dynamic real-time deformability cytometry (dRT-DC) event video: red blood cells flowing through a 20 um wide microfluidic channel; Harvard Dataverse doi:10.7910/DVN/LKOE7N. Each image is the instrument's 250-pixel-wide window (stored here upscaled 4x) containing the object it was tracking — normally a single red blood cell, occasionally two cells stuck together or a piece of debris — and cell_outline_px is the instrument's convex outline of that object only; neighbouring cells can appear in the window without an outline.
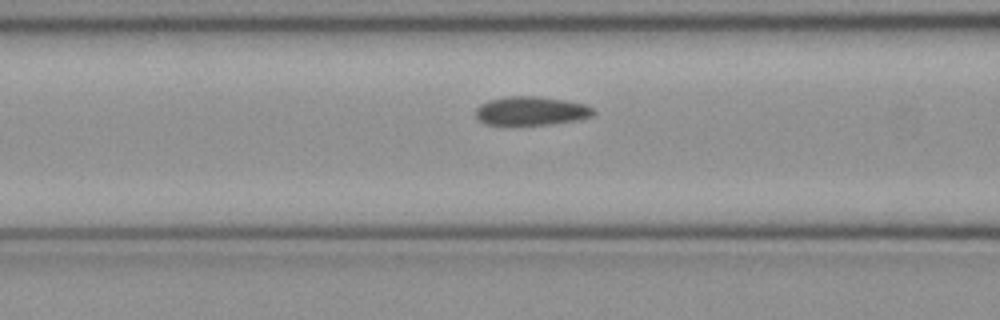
{"species": "common noctule bat (a hibernating species)", "species_latin": "Nyctalus noctula", "temperature_condition": "cold", "stored_images_in_passage": 47, "camera_frame_rate_fps": 3000, "um_per_image_px": 0.085, "animal": {"sex": "female", "body_mass_g": 21.9}, "frame": {"image": 1, "passage_image": 16, "time_ms": 5.0, "image_size_px": [1000, 320], "cell_outline_px": [[596, 112], [592, 116], [576, 120], [552, 124], [516, 128], [504, 128], [484, 124], [476, 120], [476, 108], [480, 104], [488, 100], [508, 96], [536, 96], [564, 100], [584, 104], [592, 108]], "centroid_in_image_um": [45.04, 9.49], "position_along_channel_um": 121.6, "area_um2": 20.81}}
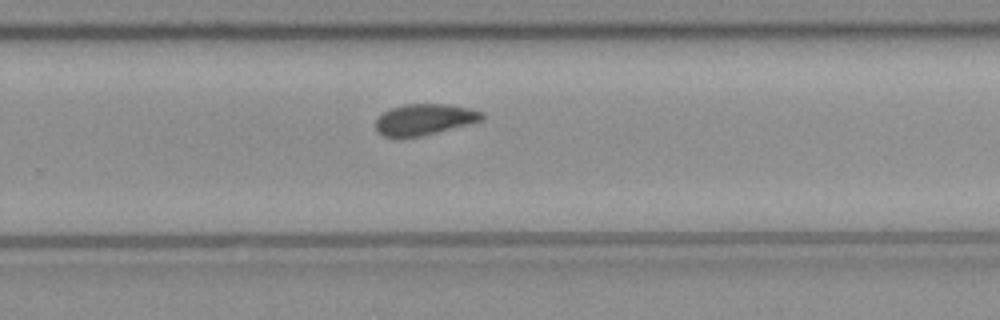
{"frame": {"image": 2, "passage_image": 29, "time_ms": 9.333, "image_size_px": [1000, 320], "cell_outline_px": [[484, 120], [420, 136], [384, 136], [376, 128], [376, 120], [388, 108], [404, 104], [448, 104], [468, 108], [484, 112]], "centroid_in_image_um": [36.1, 10.12], "position_along_channel_um": 293.7, "area_um2": 18.96}}
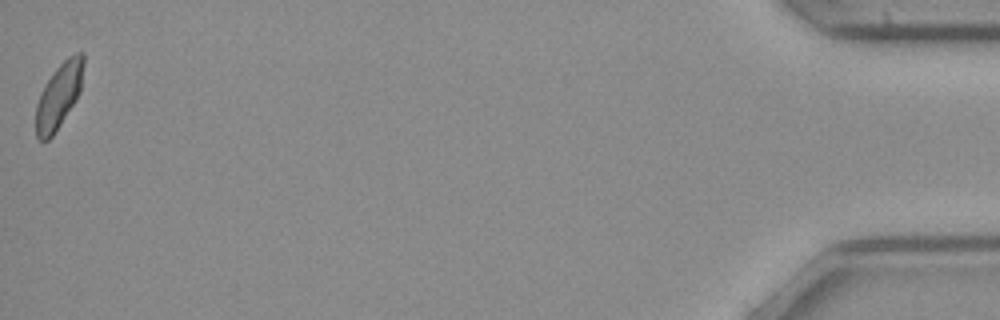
{"frame": {"image": 3, "passage_image": 47, "time_ms": 15.333, "image_size_px": [1000, 320], "cell_outline_px": [[84, 64], [80, 92], [76, 100], [52, 136], [48, 140], [40, 140], [36, 136], [36, 104], [40, 92], [44, 84], [52, 72], [68, 56], [76, 52], [80, 52], [84, 56]], "centroid_in_image_um": [5.0, 8.1], "position_along_channel_um": 430.2, "area_um2": 18.09}, "authors_computed_cell_mechanics": {"area_um2": 19.7098, "velocity_mm_per_s": 3.9788, "shape_relaxation_time_tau1_ms": null, "shape_relaxation_time_tau2_ms": 4.3485, "deformation_change_tau1": null, "deformation_change_tau2": 0.056}}